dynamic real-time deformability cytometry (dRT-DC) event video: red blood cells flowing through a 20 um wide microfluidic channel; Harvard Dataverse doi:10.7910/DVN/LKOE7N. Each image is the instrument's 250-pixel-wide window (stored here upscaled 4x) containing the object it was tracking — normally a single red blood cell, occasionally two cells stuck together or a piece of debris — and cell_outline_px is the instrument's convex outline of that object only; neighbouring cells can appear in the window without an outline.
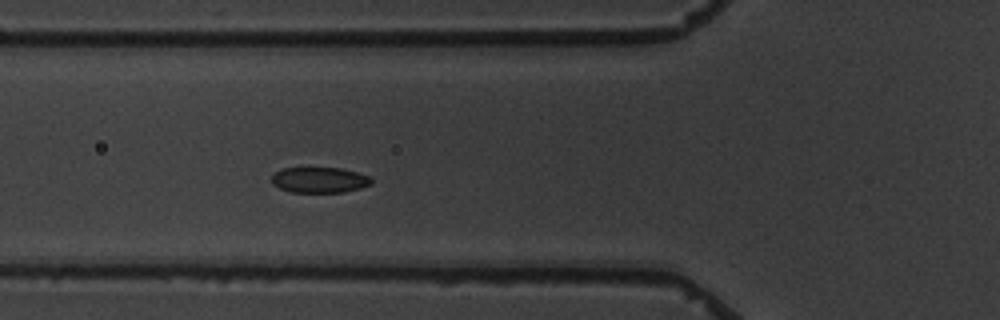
{"species": "common noctule bat (a hibernating species)", "species_latin": "Nyctalus noctula", "temperature_condition": "warm", "stored_images_in_passage": 4, "camera_frame_rate_fps": 3000, "um_per_image_px": 0.085, "animal": {"sex": "male", "body_mass_g": 19.5, "forearm_length_mm": 54.6}, "frame": {"image": 1, "passage_image": 4, "time_ms": 3.333, "image_size_px": [1000, 320], "cell_outline_px": [[372, 184], [360, 188], [340, 192], [288, 192], [272, 184], [272, 176], [280, 168], [340, 168], [356, 172], [368, 176], [372, 180]], "centroid_in_image_um": [27.13, 15.3], "position_along_channel_um": 98.7, "area_um2": 14.8}}